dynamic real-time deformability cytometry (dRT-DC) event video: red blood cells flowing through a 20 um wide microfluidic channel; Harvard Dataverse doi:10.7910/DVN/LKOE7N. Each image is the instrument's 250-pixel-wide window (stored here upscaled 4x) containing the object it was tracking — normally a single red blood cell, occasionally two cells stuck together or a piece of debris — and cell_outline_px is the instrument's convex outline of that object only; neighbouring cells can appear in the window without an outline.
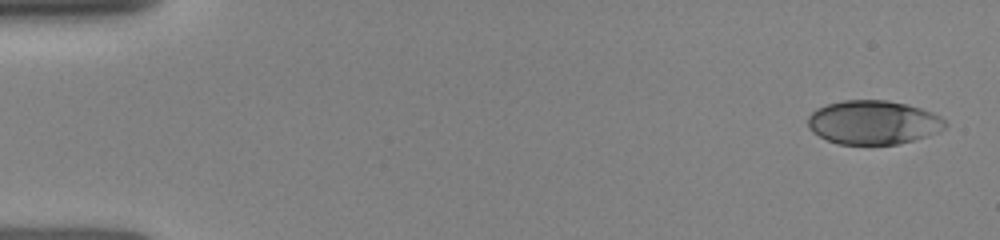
{"species": "human", "species_latin": "Homo sapiens", "temperature_condition": "room temperature", "stored_images_in_passage": 7, "camera_frame_rate_fps": 3000, "um_per_image_px": 0.085, "donor": {"sex": "female"}, "frame": {"image": 1, "passage_image": 1, "time_ms": 0.0, "image_size_px": [1000, 240], "cell_outline_px": [[948, 124], [944, 128], [936, 132], [912, 140], [896, 144], [840, 144], [828, 140], [812, 132], [808, 128], [808, 116], [816, 108], [828, 104], [844, 100], [888, 100], [920, 108], [932, 112], [940, 116]], "centroid_in_image_um": [74.2, 10.39], "position_along_channel_um": 10.8, "area_um2": 34.85}}
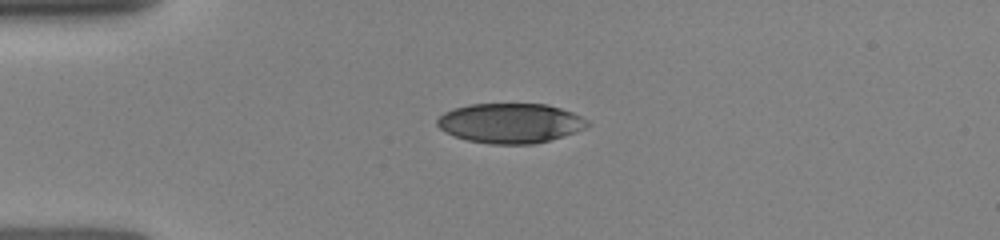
{"frame": {"image": 2, "passage_image": 5, "time_ms": 3.333, "image_size_px": [1000, 240], "cell_outline_px": [[592, 124], [576, 132], [548, 140], [532, 144], [492, 144], [468, 140], [444, 132], [436, 124], [436, 120], [444, 112], [452, 108], [468, 104], [548, 104], [572, 112], [588, 120]], "centroid_in_image_um": [43.37, 10.46], "position_along_channel_um": 41.6, "area_um2": 34.85}}
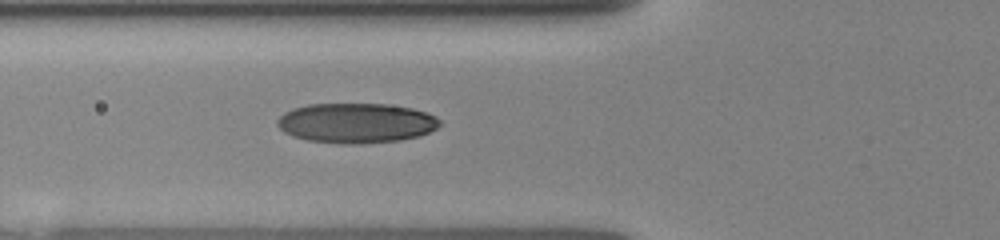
{"frame": {"image": 3, "passage_image": 7, "time_ms": 5.333, "image_size_px": [1000, 240], "cell_outline_px": [[440, 124], [436, 128], [420, 136], [400, 140], [360, 144], [348, 144], [308, 140], [292, 136], [284, 132], [276, 124], [276, 120], [284, 112], [292, 108], [308, 104], [388, 104], [412, 108], [428, 112], [436, 116], [440, 120]], "centroid_in_image_um": [30.27, 10.45], "position_along_channel_um": 95.5, "area_um2": 37.97}}